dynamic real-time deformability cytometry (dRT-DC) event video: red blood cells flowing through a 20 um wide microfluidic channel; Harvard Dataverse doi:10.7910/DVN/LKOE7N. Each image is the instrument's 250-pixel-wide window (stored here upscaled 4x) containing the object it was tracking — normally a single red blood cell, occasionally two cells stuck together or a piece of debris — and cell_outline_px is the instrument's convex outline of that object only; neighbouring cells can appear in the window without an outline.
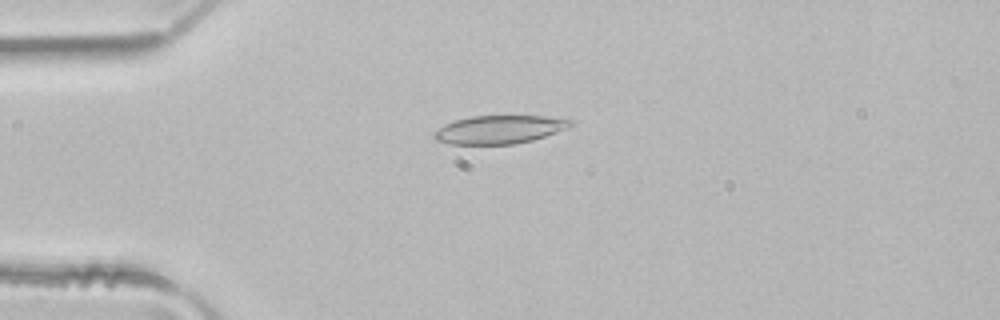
{"species": "common noctule bat (a hibernating species)", "species_latin": "Nyctalus noctula", "temperature_condition": "room temperature", "stored_images_in_passage": 4, "camera_frame_rate_fps": 3000, "um_per_image_px": 0.085, "animal": {"sex": "male", "body_mass_g": 21.5, "forearm_length_mm": 52.0}, "frame": {"image": 1, "passage_image": 2, "time_ms": 0.333, "image_size_px": [1000, 320], "cell_outline_px": [[572, 124], [564, 128], [544, 136], [532, 140], [516, 144], [452, 144], [436, 140], [432, 136], [432, 132], [444, 124], [456, 120], [472, 116], [544, 116], [572, 120]], "centroid_in_image_um": [42.36, 11.01], "position_along_channel_um": 42.6, "area_um2": 22.2}}
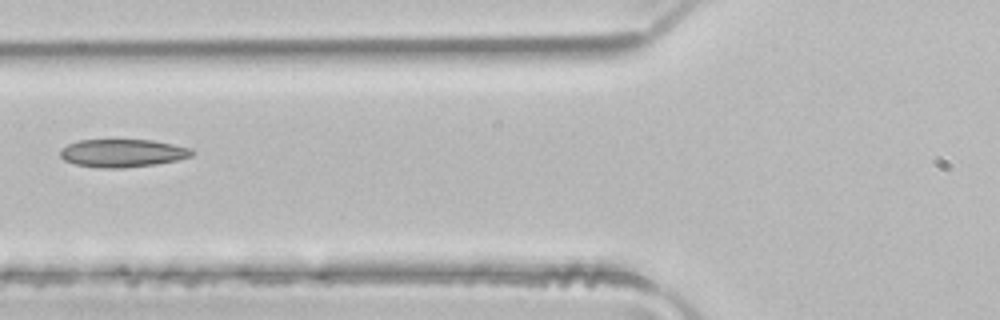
{"frame": {"image": 2, "passage_image": 4, "time_ms": 1.0, "image_size_px": [1000, 320], "cell_outline_px": [[196, 152], [192, 156], [176, 160], [152, 164], [124, 168], [100, 168], [72, 164], [64, 160], [60, 156], [60, 152], [68, 144], [80, 140], [152, 140], [192, 148]], "centroid_in_image_um": [10.42, 13.02], "position_along_channel_um": 115.4, "area_um2": 21.39}}